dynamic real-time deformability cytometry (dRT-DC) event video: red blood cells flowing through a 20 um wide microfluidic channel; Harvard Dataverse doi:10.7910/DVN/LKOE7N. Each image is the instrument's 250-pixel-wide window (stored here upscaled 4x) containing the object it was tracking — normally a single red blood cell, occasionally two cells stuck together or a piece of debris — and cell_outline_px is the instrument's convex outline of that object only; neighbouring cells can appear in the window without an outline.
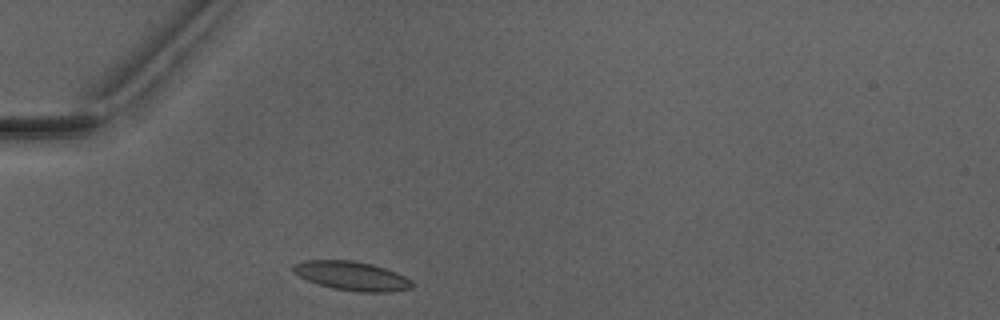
{"species": "Egyptian fruit bat (a non-hibernating species)", "species_latin": "Rousettus aegyptiacus", "temperature_condition": "warm", "stored_images_in_passage": 1, "camera_frame_rate_fps": 3000, "um_per_image_px": 0.085, "animal": {"sex": "male"}, "frame": {"image": 1, "passage_image": 1, "time_ms": 0.0, "image_size_px": [1000, 320], "cell_outline_px": [[412, 288], [388, 292], [360, 292], [332, 288], [308, 280], [292, 272], [292, 264], [304, 260], [352, 260], [372, 264], [396, 272], [412, 280]], "centroid_in_image_um": [29.89, 23.44], "position_along_channel_um": 55.1, "area_um2": 20.06}}